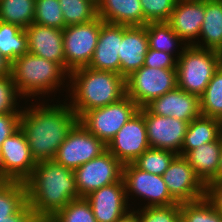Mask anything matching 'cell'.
Segmentation results:
<instances>
[{
	"mask_svg": "<svg viewBox=\"0 0 222 222\" xmlns=\"http://www.w3.org/2000/svg\"><path fill=\"white\" fill-rule=\"evenodd\" d=\"M32 107L21 111L20 128L36 163L53 160L78 117L67 102Z\"/></svg>",
	"mask_w": 222,
	"mask_h": 222,
	"instance_id": "1",
	"label": "cell"
},
{
	"mask_svg": "<svg viewBox=\"0 0 222 222\" xmlns=\"http://www.w3.org/2000/svg\"><path fill=\"white\" fill-rule=\"evenodd\" d=\"M27 204L41 221H48L79 196L74 171L54 160L37 162L25 181Z\"/></svg>",
	"mask_w": 222,
	"mask_h": 222,
	"instance_id": "2",
	"label": "cell"
},
{
	"mask_svg": "<svg viewBox=\"0 0 222 222\" xmlns=\"http://www.w3.org/2000/svg\"><path fill=\"white\" fill-rule=\"evenodd\" d=\"M70 107L79 118L84 112L105 107L126 96V79L118 73L94 70L90 67L69 73Z\"/></svg>",
	"mask_w": 222,
	"mask_h": 222,
	"instance_id": "3",
	"label": "cell"
},
{
	"mask_svg": "<svg viewBox=\"0 0 222 222\" xmlns=\"http://www.w3.org/2000/svg\"><path fill=\"white\" fill-rule=\"evenodd\" d=\"M11 75L20 97L31 98L58 90L69 74L58 63L28 52L12 63Z\"/></svg>",
	"mask_w": 222,
	"mask_h": 222,
	"instance_id": "4",
	"label": "cell"
},
{
	"mask_svg": "<svg viewBox=\"0 0 222 222\" xmlns=\"http://www.w3.org/2000/svg\"><path fill=\"white\" fill-rule=\"evenodd\" d=\"M220 65V52L186 45L177 59V86L200 98Z\"/></svg>",
	"mask_w": 222,
	"mask_h": 222,
	"instance_id": "5",
	"label": "cell"
},
{
	"mask_svg": "<svg viewBox=\"0 0 222 222\" xmlns=\"http://www.w3.org/2000/svg\"><path fill=\"white\" fill-rule=\"evenodd\" d=\"M138 110L136 103L126 95L116 103L84 112L78 121L107 145Z\"/></svg>",
	"mask_w": 222,
	"mask_h": 222,
	"instance_id": "6",
	"label": "cell"
},
{
	"mask_svg": "<svg viewBox=\"0 0 222 222\" xmlns=\"http://www.w3.org/2000/svg\"><path fill=\"white\" fill-rule=\"evenodd\" d=\"M103 23L104 21L97 17L91 22L66 26L63 29L65 71L68 74L76 69L88 67Z\"/></svg>",
	"mask_w": 222,
	"mask_h": 222,
	"instance_id": "7",
	"label": "cell"
},
{
	"mask_svg": "<svg viewBox=\"0 0 222 222\" xmlns=\"http://www.w3.org/2000/svg\"><path fill=\"white\" fill-rule=\"evenodd\" d=\"M177 87L176 69L142 66L126 78V95L139 108Z\"/></svg>",
	"mask_w": 222,
	"mask_h": 222,
	"instance_id": "8",
	"label": "cell"
},
{
	"mask_svg": "<svg viewBox=\"0 0 222 222\" xmlns=\"http://www.w3.org/2000/svg\"><path fill=\"white\" fill-rule=\"evenodd\" d=\"M80 197H86L101 187L121 181L123 164L107 149L99 156L74 170Z\"/></svg>",
	"mask_w": 222,
	"mask_h": 222,
	"instance_id": "9",
	"label": "cell"
},
{
	"mask_svg": "<svg viewBox=\"0 0 222 222\" xmlns=\"http://www.w3.org/2000/svg\"><path fill=\"white\" fill-rule=\"evenodd\" d=\"M33 159L25 133L19 128L0 148V181L25 182L34 171Z\"/></svg>",
	"mask_w": 222,
	"mask_h": 222,
	"instance_id": "10",
	"label": "cell"
},
{
	"mask_svg": "<svg viewBox=\"0 0 222 222\" xmlns=\"http://www.w3.org/2000/svg\"><path fill=\"white\" fill-rule=\"evenodd\" d=\"M105 150L106 145L78 121L58 148L53 160L74 171Z\"/></svg>",
	"mask_w": 222,
	"mask_h": 222,
	"instance_id": "11",
	"label": "cell"
},
{
	"mask_svg": "<svg viewBox=\"0 0 222 222\" xmlns=\"http://www.w3.org/2000/svg\"><path fill=\"white\" fill-rule=\"evenodd\" d=\"M149 148L144 107L139 108L106 145V149L123 165L133 163Z\"/></svg>",
	"mask_w": 222,
	"mask_h": 222,
	"instance_id": "12",
	"label": "cell"
},
{
	"mask_svg": "<svg viewBox=\"0 0 222 222\" xmlns=\"http://www.w3.org/2000/svg\"><path fill=\"white\" fill-rule=\"evenodd\" d=\"M122 179L125 184L127 201L130 195L135 194L140 196V199L142 197L148 201L144 207L177 204L168 192L161 175L151 174L138 169L133 163H128L123 165Z\"/></svg>",
	"mask_w": 222,
	"mask_h": 222,
	"instance_id": "13",
	"label": "cell"
},
{
	"mask_svg": "<svg viewBox=\"0 0 222 222\" xmlns=\"http://www.w3.org/2000/svg\"><path fill=\"white\" fill-rule=\"evenodd\" d=\"M162 177L168 192L177 203L191 202L206 196V186L181 155L172 160Z\"/></svg>",
	"mask_w": 222,
	"mask_h": 222,
	"instance_id": "14",
	"label": "cell"
},
{
	"mask_svg": "<svg viewBox=\"0 0 222 222\" xmlns=\"http://www.w3.org/2000/svg\"><path fill=\"white\" fill-rule=\"evenodd\" d=\"M144 118L150 148L169 150L181 155L189 122L152 114L144 107Z\"/></svg>",
	"mask_w": 222,
	"mask_h": 222,
	"instance_id": "15",
	"label": "cell"
},
{
	"mask_svg": "<svg viewBox=\"0 0 222 222\" xmlns=\"http://www.w3.org/2000/svg\"><path fill=\"white\" fill-rule=\"evenodd\" d=\"M204 16L205 0H177L167 23L185 42V45L195 46V44H202L199 36ZM196 38L197 42L194 41Z\"/></svg>",
	"mask_w": 222,
	"mask_h": 222,
	"instance_id": "16",
	"label": "cell"
},
{
	"mask_svg": "<svg viewBox=\"0 0 222 222\" xmlns=\"http://www.w3.org/2000/svg\"><path fill=\"white\" fill-rule=\"evenodd\" d=\"M85 198L89 202L97 222H116L130 210L123 179L101 187Z\"/></svg>",
	"mask_w": 222,
	"mask_h": 222,
	"instance_id": "17",
	"label": "cell"
},
{
	"mask_svg": "<svg viewBox=\"0 0 222 222\" xmlns=\"http://www.w3.org/2000/svg\"><path fill=\"white\" fill-rule=\"evenodd\" d=\"M152 114L191 122L201 115L200 98L178 86L145 106Z\"/></svg>",
	"mask_w": 222,
	"mask_h": 222,
	"instance_id": "18",
	"label": "cell"
},
{
	"mask_svg": "<svg viewBox=\"0 0 222 222\" xmlns=\"http://www.w3.org/2000/svg\"><path fill=\"white\" fill-rule=\"evenodd\" d=\"M25 32L29 53L58 63L65 70L62 29L32 23Z\"/></svg>",
	"mask_w": 222,
	"mask_h": 222,
	"instance_id": "19",
	"label": "cell"
},
{
	"mask_svg": "<svg viewBox=\"0 0 222 222\" xmlns=\"http://www.w3.org/2000/svg\"><path fill=\"white\" fill-rule=\"evenodd\" d=\"M123 25L103 23L98 42L88 67L120 74V43Z\"/></svg>",
	"mask_w": 222,
	"mask_h": 222,
	"instance_id": "20",
	"label": "cell"
},
{
	"mask_svg": "<svg viewBox=\"0 0 222 222\" xmlns=\"http://www.w3.org/2000/svg\"><path fill=\"white\" fill-rule=\"evenodd\" d=\"M148 37L145 26L123 25V37L120 43V75L125 79L144 66L148 51Z\"/></svg>",
	"mask_w": 222,
	"mask_h": 222,
	"instance_id": "21",
	"label": "cell"
},
{
	"mask_svg": "<svg viewBox=\"0 0 222 222\" xmlns=\"http://www.w3.org/2000/svg\"><path fill=\"white\" fill-rule=\"evenodd\" d=\"M97 15L105 23L143 26L140 0H96Z\"/></svg>",
	"mask_w": 222,
	"mask_h": 222,
	"instance_id": "22",
	"label": "cell"
},
{
	"mask_svg": "<svg viewBox=\"0 0 222 222\" xmlns=\"http://www.w3.org/2000/svg\"><path fill=\"white\" fill-rule=\"evenodd\" d=\"M221 149L222 136L216 141L202 144L190 150L183 156L205 186L217 174Z\"/></svg>",
	"mask_w": 222,
	"mask_h": 222,
	"instance_id": "23",
	"label": "cell"
},
{
	"mask_svg": "<svg viewBox=\"0 0 222 222\" xmlns=\"http://www.w3.org/2000/svg\"><path fill=\"white\" fill-rule=\"evenodd\" d=\"M222 136V120L200 115L188 125L184 142L181 147V156L190 150L218 140Z\"/></svg>",
	"mask_w": 222,
	"mask_h": 222,
	"instance_id": "24",
	"label": "cell"
},
{
	"mask_svg": "<svg viewBox=\"0 0 222 222\" xmlns=\"http://www.w3.org/2000/svg\"><path fill=\"white\" fill-rule=\"evenodd\" d=\"M200 36L203 44L196 47L222 52V0H205Z\"/></svg>",
	"mask_w": 222,
	"mask_h": 222,
	"instance_id": "25",
	"label": "cell"
},
{
	"mask_svg": "<svg viewBox=\"0 0 222 222\" xmlns=\"http://www.w3.org/2000/svg\"><path fill=\"white\" fill-rule=\"evenodd\" d=\"M0 53L11 63L28 53L25 29L15 24L0 21Z\"/></svg>",
	"mask_w": 222,
	"mask_h": 222,
	"instance_id": "26",
	"label": "cell"
},
{
	"mask_svg": "<svg viewBox=\"0 0 222 222\" xmlns=\"http://www.w3.org/2000/svg\"><path fill=\"white\" fill-rule=\"evenodd\" d=\"M26 203L25 182L0 181V221L16 214Z\"/></svg>",
	"mask_w": 222,
	"mask_h": 222,
	"instance_id": "27",
	"label": "cell"
},
{
	"mask_svg": "<svg viewBox=\"0 0 222 222\" xmlns=\"http://www.w3.org/2000/svg\"><path fill=\"white\" fill-rule=\"evenodd\" d=\"M35 17V0H0V21L26 29Z\"/></svg>",
	"mask_w": 222,
	"mask_h": 222,
	"instance_id": "28",
	"label": "cell"
},
{
	"mask_svg": "<svg viewBox=\"0 0 222 222\" xmlns=\"http://www.w3.org/2000/svg\"><path fill=\"white\" fill-rule=\"evenodd\" d=\"M146 30L149 49L173 54L177 44L186 46L167 22H149L146 24Z\"/></svg>",
	"mask_w": 222,
	"mask_h": 222,
	"instance_id": "29",
	"label": "cell"
},
{
	"mask_svg": "<svg viewBox=\"0 0 222 222\" xmlns=\"http://www.w3.org/2000/svg\"><path fill=\"white\" fill-rule=\"evenodd\" d=\"M66 26L85 24L98 17L96 0H59Z\"/></svg>",
	"mask_w": 222,
	"mask_h": 222,
	"instance_id": "30",
	"label": "cell"
},
{
	"mask_svg": "<svg viewBox=\"0 0 222 222\" xmlns=\"http://www.w3.org/2000/svg\"><path fill=\"white\" fill-rule=\"evenodd\" d=\"M201 115L222 120V65L214 72L200 97Z\"/></svg>",
	"mask_w": 222,
	"mask_h": 222,
	"instance_id": "31",
	"label": "cell"
},
{
	"mask_svg": "<svg viewBox=\"0 0 222 222\" xmlns=\"http://www.w3.org/2000/svg\"><path fill=\"white\" fill-rule=\"evenodd\" d=\"M181 222H222V215L205 196L181 203Z\"/></svg>",
	"mask_w": 222,
	"mask_h": 222,
	"instance_id": "32",
	"label": "cell"
},
{
	"mask_svg": "<svg viewBox=\"0 0 222 222\" xmlns=\"http://www.w3.org/2000/svg\"><path fill=\"white\" fill-rule=\"evenodd\" d=\"M176 156V153L169 150L149 148L133 164L138 169L162 176Z\"/></svg>",
	"mask_w": 222,
	"mask_h": 222,
	"instance_id": "33",
	"label": "cell"
},
{
	"mask_svg": "<svg viewBox=\"0 0 222 222\" xmlns=\"http://www.w3.org/2000/svg\"><path fill=\"white\" fill-rule=\"evenodd\" d=\"M48 222H97L85 197L77 198L60 209Z\"/></svg>",
	"mask_w": 222,
	"mask_h": 222,
	"instance_id": "34",
	"label": "cell"
},
{
	"mask_svg": "<svg viewBox=\"0 0 222 222\" xmlns=\"http://www.w3.org/2000/svg\"><path fill=\"white\" fill-rule=\"evenodd\" d=\"M33 23L63 30L66 25L59 0H35Z\"/></svg>",
	"mask_w": 222,
	"mask_h": 222,
	"instance_id": "35",
	"label": "cell"
},
{
	"mask_svg": "<svg viewBox=\"0 0 222 222\" xmlns=\"http://www.w3.org/2000/svg\"><path fill=\"white\" fill-rule=\"evenodd\" d=\"M143 26L149 22H167L177 0H140Z\"/></svg>",
	"mask_w": 222,
	"mask_h": 222,
	"instance_id": "36",
	"label": "cell"
},
{
	"mask_svg": "<svg viewBox=\"0 0 222 222\" xmlns=\"http://www.w3.org/2000/svg\"><path fill=\"white\" fill-rule=\"evenodd\" d=\"M140 222H181V204L139 209Z\"/></svg>",
	"mask_w": 222,
	"mask_h": 222,
	"instance_id": "37",
	"label": "cell"
},
{
	"mask_svg": "<svg viewBox=\"0 0 222 222\" xmlns=\"http://www.w3.org/2000/svg\"><path fill=\"white\" fill-rule=\"evenodd\" d=\"M19 96L12 75L0 77V114L21 113L16 108Z\"/></svg>",
	"mask_w": 222,
	"mask_h": 222,
	"instance_id": "38",
	"label": "cell"
},
{
	"mask_svg": "<svg viewBox=\"0 0 222 222\" xmlns=\"http://www.w3.org/2000/svg\"><path fill=\"white\" fill-rule=\"evenodd\" d=\"M182 48V49H181ZM184 47H180L178 54H170L164 51L149 49L145 55L144 66L151 68L176 69L177 59L181 55ZM174 55H178L174 57ZM176 58V59H175Z\"/></svg>",
	"mask_w": 222,
	"mask_h": 222,
	"instance_id": "39",
	"label": "cell"
},
{
	"mask_svg": "<svg viewBox=\"0 0 222 222\" xmlns=\"http://www.w3.org/2000/svg\"><path fill=\"white\" fill-rule=\"evenodd\" d=\"M21 113L0 114V148L3 141L20 128Z\"/></svg>",
	"mask_w": 222,
	"mask_h": 222,
	"instance_id": "40",
	"label": "cell"
},
{
	"mask_svg": "<svg viewBox=\"0 0 222 222\" xmlns=\"http://www.w3.org/2000/svg\"><path fill=\"white\" fill-rule=\"evenodd\" d=\"M206 197L222 215V179L211 180L206 185Z\"/></svg>",
	"mask_w": 222,
	"mask_h": 222,
	"instance_id": "41",
	"label": "cell"
},
{
	"mask_svg": "<svg viewBox=\"0 0 222 222\" xmlns=\"http://www.w3.org/2000/svg\"><path fill=\"white\" fill-rule=\"evenodd\" d=\"M0 222H41L32 208L26 203L16 214Z\"/></svg>",
	"mask_w": 222,
	"mask_h": 222,
	"instance_id": "42",
	"label": "cell"
},
{
	"mask_svg": "<svg viewBox=\"0 0 222 222\" xmlns=\"http://www.w3.org/2000/svg\"><path fill=\"white\" fill-rule=\"evenodd\" d=\"M128 210L124 215H122L116 222H140L139 209L137 211Z\"/></svg>",
	"mask_w": 222,
	"mask_h": 222,
	"instance_id": "43",
	"label": "cell"
},
{
	"mask_svg": "<svg viewBox=\"0 0 222 222\" xmlns=\"http://www.w3.org/2000/svg\"><path fill=\"white\" fill-rule=\"evenodd\" d=\"M12 63L0 53V77L11 74Z\"/></svg>",
	"mask_w": 222,
	"mask_h": 222,
	"instance_id": "44",
	"label": "cell"
},
{
	"mask_svg": "<svg viewBox=\"0 0 222 222\" xmlns=\"http://www.w3.org/2000/svg\"><path fill=\"white\" fill-rule=\"evenodd\" d=\"M219 179H222V149H221V153H220L217 174L212 180H219Z\"/></svg>",
	"mask_w": 222,
	"mask_h": 222,
	"instance_id": "45",
	"label": "cell"
}]
</instances>
